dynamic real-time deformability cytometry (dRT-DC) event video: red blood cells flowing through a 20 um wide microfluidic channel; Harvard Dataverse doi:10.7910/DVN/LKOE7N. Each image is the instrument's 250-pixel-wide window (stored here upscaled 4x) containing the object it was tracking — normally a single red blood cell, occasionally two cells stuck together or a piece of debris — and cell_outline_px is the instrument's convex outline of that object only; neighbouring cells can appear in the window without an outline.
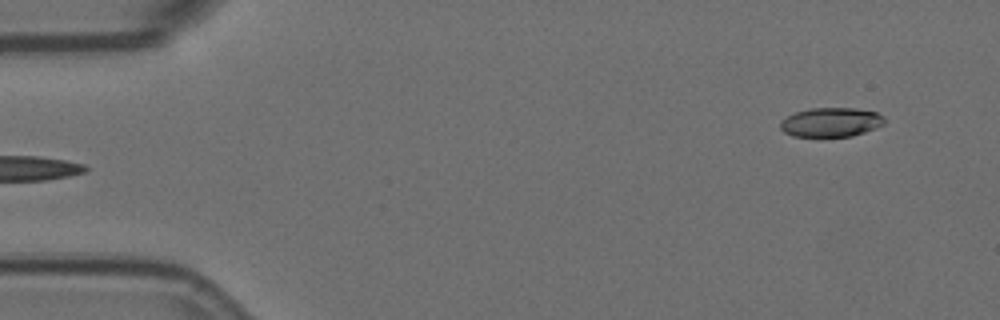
{"species": "Egyptian fruit bat (a non-hibernating species)", "species_latin": "Rousettus aegyptiacus", "temperature_condition": "room temperature", "stored_images_in_passage": 5, "segment_of_instrument_passage": [2, 2], "camera_frame_rate_fps": 3000, "um_per_image_px": 0.085, "animal": {"sex": "female"}, "frame": {"image": 1, "passage_image": 5, "time_ms": 1.333, "image_size_px": [1000, 320], "cell_outline_px": [[884, 124], [876, 128], [852, 136], [792, 136], [784, 132], [780, 128], [780, 120], [796, 112], [812, 108], [856, 108], [876, 112], [884, 116]], "centroid_in_image_um": [70.64, 10.38], "position_along_channel_um": 14.4, "area_um2": 17.69}}